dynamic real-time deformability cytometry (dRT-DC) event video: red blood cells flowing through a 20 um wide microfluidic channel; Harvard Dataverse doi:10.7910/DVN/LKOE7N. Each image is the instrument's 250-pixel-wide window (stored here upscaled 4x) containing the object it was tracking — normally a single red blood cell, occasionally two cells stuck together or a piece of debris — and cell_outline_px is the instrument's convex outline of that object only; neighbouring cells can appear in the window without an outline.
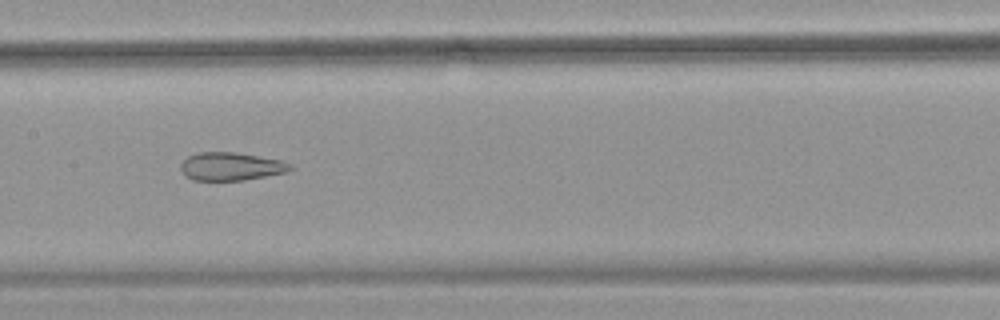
{"species": "common noctule bat (a hibernating species)", "species_latin": "Nyctalus noctula", "temperature_condition": "warm", "stored_images_in_passage": 54, "camera_frame_rate_fps": 3000, "um_per_image_px": 0.085, "animal": {"sex": "female", "body_mass_g": 18.4}, "frame": {"image": 1, "passage_image": 28, "time_ms": 9.0, "image_size_px": [1000, 320], "cell_outline_px": [[292, 168], [288, 172], [244, 180], [192, 180], [184, 176], [180, 168], [180, 164], [188, 156], [200, 152], [236, 152], [284, 160], [292, 164]], "centroid_in_image_um": [19.65, 14.14], "position_along_channel_um": 187.7, "area_um2": 18.15}}
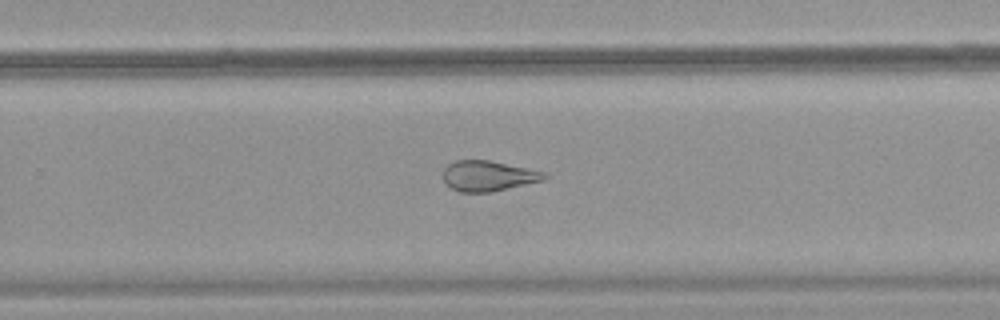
{"frame": {"image": 2, "passage_image": 36, "time_ms": 11.667, "image_size_px": [1000, 320], "cell_outline_px": [[548, 176], [544, 180], [492, 192], [460, 192], [444, 184], [444, 168], [448, 164], [456, 160], [488, 160], [548, 172]], "centroid_in_image_um": [41.51, 14.95], "position_along_channel_um": 288.3, "area_um2": 18.03}}
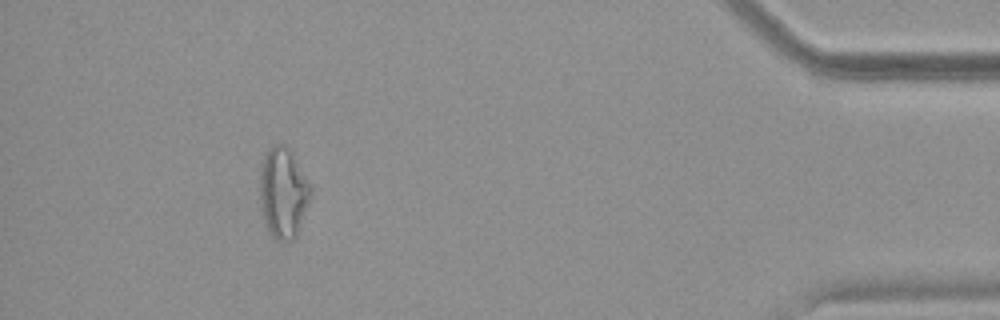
{"frame": {"image": 3, "passage_image": 50, "time_ms": 16.333, "image_size_px": [1000, 320], "cell_outline_px": [[312, 192], [308, 204], [296, 236], [292, 240], [276, 240], [272, 236], [264, 220], [260, 200], [260, 168], [264, 156], [268, 148], [276, 144], [284, 144], [292, 152], [312, 188]], "centroid_in_image_um": [24.07, 16.36], "position_along_channel_um": 411.1, "area_um2": 26.59}, "authors_computed_cell_mechanics": {"area_um2": 25.2008, "velocity_mm_per_s": 3.7883, "shape_relaxation_time_tau1_ms": null, "shape_relaxation_time_tau2_ms": 1.8791, "deformation_change_tau1": null, "deformation_change_tau2": 0.1102}}